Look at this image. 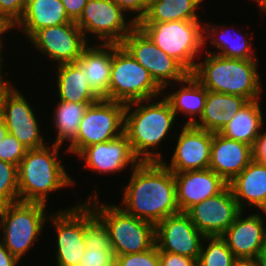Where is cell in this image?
<instances>
[{
    "label": "cell",
    "mask_w": 266,
    "mask_h": 266,
    "mask_svg": "<svg viewBox=\"0 0 266 266\" xmlns=\"http://www.w3.org/2000/svg\"><path fill=\"white\" fill-rule=\"evenodd\" d=\"M162 95L171 105L178 121L185 118L184 121L181 119L180 124L194 125L203 114L207 89L189 74L183 81L166 86Z\"/></svg>",
    "instance_id": "23"
},
{
    "label": "cell",
    "mask_w": 266,
    "mask_h": 266,
    "mask_svg": "<svg viewBox=\"0 0 266 266\" xmlns=\"http://www.w3.org/2000/svg\"><path fill=\"white\" fill-rule=\"evenodd\" d=\"M137 26L190 74L204 53V20L137 23Z\"/></svg>",
    "instance_id": "8"
},
{
    "label": "cell",
    "mask_w": 266,
    "mask_h": 266,
    "mask_svg": "<svg viewBox=\"0 0 266 266\" xmlns=\"http://www.w3.org/2000/svg\"><path fill=\"white\" fill-rule=\"evenodd\" d=\"M121 45L162 89L183 81L190 74L177 60L158 48L138 26L125 36Z\"/></svg>",
    "instance_id": "14"
},
{
    "label": "cell",
    "mask_w": 266,
    "mask_h": 266,
    "mask_svg": "<svg viewBox=\"0 0 266 266\" xmlns=\"http://www.w3.org/2000/svg\"><path fill=\"white\" fill-rule=\"evenodd\" d=\"M213 134L194 125H181L171 155L161 162L173 173L208 169Z\"/></svg>",
    "instance_id": "16"
},
{
    "label": "cell",
    "mask_w": 266,
    "mask_h": 266,
    "mask_svg": "<svg viewBox=\"0 0 266 266\" xmlns=\"http://www.w3.org/2000/svg\"><path fill=\"white\" fill-rule=\"evenodd\" d=\"M179 123L171 105L163 95L128 103L125 107L124 134L130 142L134 155L141 162L161 161L166 157V152L161 149H166L165 146L169 145L171 138L173 142L175 141L173 139L178 127L182 125Z\"/></svg>",
    "instance_id": "2"
},
{
    "label": "cell",
    "mask_w": 266,
    "mask_h": 266,
    "mask_svg": "<svg viewBox=\"0 0 266 266\" xmlns=\"http://www.w3.org/2000/svg\"><path fill=\"white\" fill-rule=\"evenodd\" d=\"M6 55H8V54L6 52H4V50H0V83H18V81L16 79H13V74L11 75L12 77H9L10 72L9 71H7V72L5 71L8 67H10L9 63H6V62H10V61H7L5 59ZM14 81H16V82H14Z\"/></svg>",
    "instance_id": "44"
},
{
    "label": "cell",
    "mask_w": 266,
    "mask_h": 266,
    "mask_svg": "<svg viewBox=\"0 0 266 266\" xmlns=\"http://www.w3.org/2000/svg\"><path fill=\"white\" fill-rule=\"evenodd\" d=\"M113 44L90 43L82 52L78 62L92 91L109 100L110 73Z\"/></svg>",
    "instance_id": "27"
},
{
    "label": "cell",
    "mask_w": 266,
    "mask_h": 266,
    "mask_svg": "<svg viewBox=\"0 0 266 266\" xmlns=\"http://www.w3.org/2000/svg\"><path fill=\"white\" fill-rule=\"evenodd\" d=\"M28 41L25 47L29 46V51L32 48V53L35 52L40 57L37 61H32L33 68L35 62L42 63L44 60L50 63L47 65L49 68L62 63L77 62L83 50L90 44L75 21L40 29Z\"/></svg>",
    "instance_id": "13"
},
{
    "label": "cell",
    "mask_w": 266,
    "mask_h": 266,
    "mask_svg": "<svg viewBox=\"0 0 266 266\" xmlns=\"http://www.w3.org/2000/svg\"><path fill=\"white\" fill-rule=\"evenodd\" d=\"M250 0H248V2H249ZM252 2H250V3H248V4H250V5H252V4H256V6L255 7H257L259 10H257V11H259L260 13V18H261V20H263L264 18H263V16H266V0H251ZM253 2H255V3H253Z\"/></svg>",
    "instance_id": "46"
},
{
    "label": "cell",
    "mask_w": 266,
    "mask_h": 266,
    "mask_svg": "<svg viewBox=\"0 0 266 266\" xmlns=\"http://www.w3.org/2000/svg\"><path fill=\"white\" fill-rule=\"evenodd\" d=\"M8 130L2 117L0 118V141L7 135Z\"/></svg>",
    "instance_id": "48"
},
{
    "label": "cell",
    "mask_w": 266,
    "mask_h": 266,
    "mask_svg": "<svg viewBox=\"0 0 266 266\" xmlns=\"http://www.w3.org/2000/svg\"><path fill=\"white\" fill-rule=\"evenodd\" d=\"M115 266H160L159 250L154 244L149 250L141 253L116 256Z\"/></svg>",
    "instance_id": "35"
},
{
    "label": "cell",
    "mask_w": 266,
    "mask_h": 266,
    "mask_svg": "<svg viewBox=\"0 0 266 266\" xmlns=\"http://www.w3.org/2000/svg\"><path fill=\"white\" fill-rule=\"evenodd\" d=\"M76 157L79 160L77 164L83 163L81 166L92 171L96 177L104 176V181H107L105 176L130 173L141 162L134 155L125 134L111 141L85 147Z\"/></svg>",
    "instance_id": "15"
},
{
    "label": "cell",
    "mask_w": 266,
    "mask_h": 266,
    "mask_svg": "<svg viewBox=\"0 0 266 266\" xmlns=\"http://www.w3.org/2000/svg\"><path fill=\"white\" fill-rule=\"evenodd\" d=\"M19 201L18 166L0 160V202L9 204Z\"/></svg>",
    "instance_id": "34"
},
{
    "label": "cell",
    "mask_w": 266,
    "mask_h": 266,
    "mask_svg": "<svg viewBox=\"0 0 266 266\" xmlns=\"http://www.w3.org/2000/svg\"><path fill=\"white\" fill-rule=\"evenodd\" d=\"M13 33H14L13 26L10 25L3 17L0 16V50H5V52L6 51L8 52L7 49H10L9 52L13 51L12 49L13 47L10 48L9 44L7 46V43L9 42L7 41L8 38L12 39V44L15 41V39L11 38L12 36L14 37Z\"/></svg>",
    "instance_id": "42"
},
{
    "label": "cell",
    "mask_w": 266,
    "mask_h": 266,
    "mask_svg": "<svg viewBox=\"0 0 266 266\" xmlns=\"http://www.w3.org/2000/svg\"><path fill=\"white\" fill-rule=\"evenodd\" d=\"M260 64L258 59H229L204 52L191 74L207 90L253 101L264 98L265 84L259 73Z\"/></svg>",
    "instance_id": "4"
},
{
    "label": "cell",
    "mask_w": 266,
    "mask_h": 266,
    "mask_svg": "<svg viewBox=\"0 0 266 266\" xmlns=\"http://www.w3.org/2000/svg\"><path fill=\"white\" fill-rule=\"evenodd\" d=\"M137 24L147 13L151 0H112Z\"/></svg>",
    "instance_id": "38"
},
{
    "label": "cell",
    "mask_w": 266,
    "mask_h": 266,
    "mask_svg": "<svg viewBox=\"0 0 266 266\" xmlns=\"http://www.w3.org/2000/svg\"><path fill=\"white\" fill-rule=\"evenodd\" d=\"M204 238L186 212L172 214L155 225V245L159 252L198 260Z\"/></svg>",
    "instance_id": "18"
},
{
    "label": "cell",
    "mask_w": 266,
    "mask_h": 266,
    "mask_svg": "<svg viewBox=\"0 0 266 266\" xmlns=\"http://www.w3.org/2000/svg\"><path fill=\"white\" fill-rule=\"evenodd\" d=\"M151 74L121 45L113 44L109 100L124 104L162 96Z\"/></svg>",
    "instance_id": "9"
},
{
    "label": "cell",
    "mask_w": 266,
    "mask_h": 266,
    "mask_svg": "<svg viewBox=\"0 0 266 266\" xmlns=\"http://www.w3.org/2000/svg\"><path fill=\"white\" fill-rule=\"evenodd\" d=\"M126 104L100 98L90 104L81 119L77 137L66 147L76 157L85 147L114 140L124 134Z\"/></svg>",
    "instance_id": "10"
},
{
    "label": "cell",
    "mask_w": 266,
    "mask_h": 266,
    "mask_svg": "<svg viewBox=\"0 0 266 266\" xmlns=\"http://www.w3.org/2000/svg\"><path fill=\"white\" fill-rule=\"evenodd\" d=\"M160 266H197V260L187 256L159 252Z\"/></svg>",
    "instance_id": "39"
},
{
    "label": "cell",
    "mask_w": 266,
    "mask_h": 266,
    "mask_svg": "<svg viewBox=\"0 0 266 266\" xmlns=\"http://www.w3.org/2000/svg\"><path fill=\"white\" fill-rule=\"evenodd\" d=\"M262 99L248 101L233 118L221 129V135L254 146L266 123V113Z\"/></svg>",
    "instance_id": "29"
},
{
    "label": "cell",
    "mask_w": 266,
    "mask_h": 266,
    "mask_svg": "<svg viewBox=\"0 0 266 266\" xmlns=\"http://www.w3.org/2000/svg\"><path fill=\"white\" fill-rule=\"evenodd\" d=\"M5 207V203L0 202V227H1V217H2V212Z\"/></svg>",
    "instance_id": "49"
},
{
    "label": "cell",
    "mask_w": 266,
    "mask_h": 266,
    "mask_svg": "<svg viewBox=\"0 0 266 266\" xmlns=\"http://www.w3.org/2000/svg\"><path fill=\"white\" fill-rule=\"evenodd\" d=\"M232 266H266L264 258L236 257Z\"/></svg>",
    "instance_id": "45"
},
{
    "label": "cell",
    "mask_w": 266,
    "mask_h": 266,
    "mask_svg": "<svg viewBox=\"0 0 266 266\" xmlns=\"http://www.w3.org/2000/svg\"><path fill=\"white\" fill-rule=\"evenodd\" d=\"M70 22L73 21L66 14L61 0H27L22 18L13 27L14 39H24L25 45L38 30Z\"/></svg>",
    "instance_id": "25"
},
{
    "label": "cell",
    "mask_w": 266,
    "mask_h": 266,
    "mask_svg": "<svg viewBox=\"0 0 266 266\" xmlns=\"http://www.w3.org/2000/svg\"><path fill=\"white\" fill-rule=\"evenodd\" d=\"M27 148L14 135H7L0 141V160L19 166Z\"/></svg>",
    "instance_id": "36"
},
{
    "label": "cell",
    "mask_w": 266,
    "mask_h": 266,
    "mask_svg": "<svg viewBox=\"0 0 266 266\" xmlns=\"http://www.w3.org/2000/svg\"><path fill=\"white\" fill-rule=\"evenodd\" d=\"M240 212L229 186L186 211L191 222L205 237L221 236Z\"/></svg>",
    "instance_id": "20"
},
{
    "label": "cell",
    "mask_w": 266,
    "mask_h": 266,
    "mask_svg": "<svg viewBox=\"0 0 266 266\" xmlns=\"http://www.w3.org/2000/svg\"><path fill=\"white\" fill-rule=\"evenodd\" d=\"M248 101L241 96L207 90L203 114L194 126L213 133L220 132Z\"/></svg>",
    "instance_id": "30"
},
{
    "label": "cell",
    "mask_w": 266,
    "mask_h": 266,
    "mask_svg": "<svg viewBox=\"0 0 266 266\" xmlns=\"http://www.w3.org/2000/svg\"><path fill=\"white\" fill-rule=\"evenodd\" d=\"M98 184L89 190L84 200L106 226L115 256L149 250L155 244V225L127 214L110 198L109 202L102 201Z\"/></svg>",
    "instance_id": "5"
},
{
    "label": "cell",
    "mask_w": 266,
    "mask_h": 266,
    "mask_svg": "<svg viewBox=\"0 0 266 266\" xmlns=\"http://www.w3.org/2000/svg\"><path fill=\"white\" fill-rule=\"evenodd\" d=\"M21 264L23 263H21L15 256H13L0 241V266H21Z\"/></svg>",
    "instance_id": "43"
},
{
    "label": "cell",
    "mask_w": 266,
    "mask_h": 266,
    "mask_svg": "<svg viewBox=\"0 0 266 266\" xmlns=\"http://www.w3.org/2000/svg\"><path fill=\"white\" fill-rule=\"evenodd\" d=\"M220 237L235 257L264 258L266 254V212L241 211Z\"/></svg>",
    "instance_id": "17"
},
{
    "label": "cell",
    "mask_w": 266,
    "mask_h": 266,
    "mask_svg": "<svg viewBox=\"0 0 266 266\" xmlns=\"http://www.w3.org/2000/svg\"><path fill=\"white\" fill-rule=\"evenodd\" d=\"M236 257L220 236L205 237L197 266H232Z\"/></svg>",
    "instance_id": "33"
},
{
    "label": "cell",
    "mask_w": 266,
    "mask_h": 266,
    "mask_svg": "<svg viewBox=\"0 0 266 266\" xmlns=\"http://www.w3.org/2000/svg\"><path fill=\"white\" fill-rule=\"evenodd\" d=\"M228 186L241 211L266 212V164L252 160Z\"/></svg>",
    "instance_id": "26"
},
{
    "label": "cell",
    "mask_w": 266,
    "mask_h": 266,
    "mask_svg": "<svg viewBox=\"0 0 266 266\" xmlns=\"http://www.w3.org/2000/svg\"><path fill=\"white\" fill-rule=\"evenodd\" d=\"M206 0H151L149 9L138 23H159L175 20H204Z\"/></svg>",
    "instance_id": "32"
},
{
    "label": "cell",
    "mask_w": 266,
    "mask_h": 266,
    "mask_svg": "<svg viewBox=\"0 0 266 266\" xmlns=\"http://www.w3.org/2000/svg\"><path fill=\"white\" fill-rule=\"evenodd\" d=\"M73 191L72 194H75L77 196L76 199L79 200L74 201L75 204L72 203V205L70 204L67 207L60 208L58 206L57 209H53L47 219L46 227L49 228L51 225L50 228H53L51 237H54L49 239V242L47 240L48 244L52 242L49 244V249L52 252L54 250V253L51 254L52 257H50L55 260L52 261L53 266H79L86 250L84 238L86 229V201L84 197L79 196V193L75 192L76 190Z\"/></svg>",
    "instance_id": "7"
},
{
    "label": "cell",
    "mask_w": 266,
    "mask_h": 266,
    "mask_svg": "<svg viewBox=\"0 0 266 266\" xmlns=\"http://www.w3.org/2000/svg\"><path fill=\"white\" fill-rule=\"evenodd\" d=\"M43 203L16 202L5 204L1 217L0 241L20 262L35 251L46 236L47 219L52 209ZM34 248V249H33ZM24 257V258H23Z\"/></svg>",
    "instance_id": "6"
},
{
    "label": "cell",
    "mask_w": 266,
    "mask_h": 266,
    "mask_svg": "<svg viewBox=\"0 0 266 266\" xmlns=\"http://www.w3.org/2000/svg\"><path fill=\"white\" fill-rule=\"evenodd\" d=\"M76 25L89 43L121 44L137 24L112 0H88Z\"/></svg>",
    "instance_id": "12"
},
{
    "label": "cell",
    "mask_w": 266,
    "mask_h": 266,
    "mask_svg": "<svg viewBox=\"0 0 266 266\" xmlns=\"http://www.w3.org/2000/svg\"><path fill=\"white\" fill-rule=\"evenodd\" d=\"M23 90L26 91L23 87L20 90L19 85L14 84L6 92L2 101L1 117L7 126L8 133L14 135L27 149L44 147L49 143V140L46 139L51 132H47L49 129L45 131L42 122H45L46 119L41 114L39 115V109L34 105L36 103L31 101L33 97L23 94Z\"/></svg>",
    "instance_id": "11"
},
{
    "label": "cell",
    "mask_w": 266,
    "mask_h": 266,
    "mask_svg": "<svg viewBox=\"0 0 266 266\" xmlns=\"http://www.w3.org/2000/svg\"><path fill=\"white\" fill-rule=\"evenodd\" d=\"M27 0H0V16L13 27L22 18Z\"/></svg>",
    "instance_id": "37"
},
{
    "label": "cell",
    "mask_w": 266,
    "mask_h": 266,
    "mask_svg": "<svg viewBox=\"0 0 266 266\" xmlns=\"http://www.w3.org/2000/svg\"><path fill=\"white\" fill-rule=\"evenodd\" d=\"M128 175L117 201L124 212L154 225L180 212L174 173L161 161L140 162Z\"/></svg>",
    "instance_id": "1"
},
{
    "label": "cell",
    "mask_w": 266,
    "mask_h": 266,
    "mask_svg": "<svg viewBox=\"0 0 266 266\" xmlns=\"http://www.w3.org/2000/svg\"><path fill=\"white\" fill-rule=\"evenodd\" d=\"M266 123L264 124L261 133L257 137L254 146L252 147L253 151V160L258 163L266 164Z\"/></svg>",
    "instance_id": "40"
},
{
    "label": "cell",
    "mask_w": 266,
    "mask_h": 266,
    "mask_svg": "<svg viewBox=\"0 0 266 266\" xmlns=\"http://www.w3.org/2000/svg\"><path fill=\"white\" fill-rule=\"evenodd\" d=\"M88 0H61L64 4L66 14L72 21H77L82 15Z\"/></svg>",
    "instance_id": "41"
},
{
    "label": "cell",
    "mask_w": 266,
    "mask_h": 266,
    "mask_svg": "<svg viewBox=\"0 0 266 266\" xmlns=\"http://www.w3.org/2000/svg\"><path fill=\"white\" fill-rule=\"evenodd\" d=\"M17 83H0V118H1V112H2V101L6 94V92Z\"/></svg>",
    "instance_id": "47"
},
{
    "label": "cell",
    "mask_w": 266,
    "mask_h": 266,
    "mask_svg": "<svg viewBox=\"0 0 266 266\" xmlns=\"http://www.w3.org/2000/svg\"><path fill=\"white\" fill-rule=\"evenodd\" d=\"M48 69L51 71L47 74L53 77H49L51 83L48 85H51V89L54 88V92L50 89V96L54 94L58 100L74 103H94L100 99L90 88L78 61L58 64Z\"/></svg>",
    "instance_id": "24"
},
{
    "label": "cell",
    "mask_w": 266,
    "mask_h": 266,
    "mask_svg": "<svg viewBox=\"0 0 266 266\" xmlns=\"http://www.w3.org/2000/svg\"><path fill=\"white\" fill-rule=\"evenodd\" d=\"M84 238L86 250L79 266H115L116 256L106 226L95 215L87 202Z\"/></svg>",
    "instance_id": "28"
},
{
    "label": "cell",
    "mask_w": 266,
    "mask_h": 266,
    "mask_svg": "<svg viewBox=\"0 0 266 266\" xmlns=\"http://www.w3.org/2000/svg\"><path fill=\"white\" fill-rule=\"evenodd\" d=\"M64 152L68 155L65 147L53 143L27 150L18 166V189L21 202L50 204L53 207L55 205H51L50 202L55 192L59 194L64 189L66 192L69 188L76 189L75 186L79 185L78 179L73 178L71 172H68L67 167L72 164L64 162L61 156H65Z\"/></svg>",
    "instance_id": "3"
},
{
    "label": "cell",
    "mask_w": 266,
    "mask_h": 266,
    "mask_svg": "<svg viewBox=\"0 0 266 266\" xmlns=\"http://www.w3.org/2000/svg\"><path fill=\"white\" fill-rule=\"evenodd\" d=\"M176 201L180 211L218 195L228 184L211 169L174 173Z\"/></svg>",
    "instance_id": "21"
},
{
    "label": "cell",
    "mask_w": 266,
    "mask_h": 266,
    "mask_svg": "<svg viewBox=\"0 0 266 266\" xmlns=\"http://www.w3.org/2000/svg\"><path fill=\"white\" fill-rule=\"evenodd\" d=\"M51 97L55 103L50 102L54 107L50 108L52 115L48 117H51L50 129H53L54 135L48 137V140L50 139L49 143L66 148L77 137L81 119L87 107L93 103L66 102L56 99L53 95Z\"/></svg>",
    "instance_id": "31"
},
{
    "label": "cell",
    "mask_w": 266,
    "mask_h": 266,
    "mask_svg": "<svg viewBox=\"0 0 266 266\" xmlns=\"http://www.w3.org/2000/svg\"><path fill=\"white\" fill-rule=\"evenodd\" d=\"M253 160L252 146L227 138L219 132L213 134L209 169L227 184Z\"/></svg>",
    "instance_id": "22"
},
{
    "label": "cell",
    "mask_w": 266,
    "mask_h": 266,
    "mask_svg": "<svg viewBox=\"0 0 266 266\" xmlns=\"http://www.w3.org/2000/svg\"><path fill=\"white\" fill-rule=\"evenodd\" d=\"M206 19L208 18L205 17L204 19V52L229 59L249 60L260 58L256 51L257 47H254L255 43H252L255 38L253 30L249 33L248 29L247 33L240 30V24L236 25L231 22L229 26L219 22H216V24L213 21L209 23V20ZM237 27L238 29H236Z\"/></svg>",
    "instance_id": "19"
}]
</instances>
